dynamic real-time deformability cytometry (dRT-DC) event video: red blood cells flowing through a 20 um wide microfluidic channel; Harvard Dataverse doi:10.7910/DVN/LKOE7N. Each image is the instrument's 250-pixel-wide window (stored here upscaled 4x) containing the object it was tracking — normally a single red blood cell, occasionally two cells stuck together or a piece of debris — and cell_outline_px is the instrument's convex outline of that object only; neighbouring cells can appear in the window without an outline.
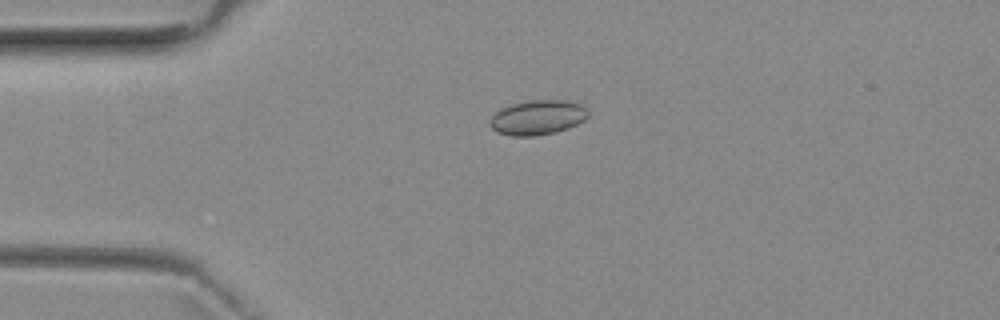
{"species": "common noctule bat (a hibernating species)", "species_latin": "Nyctalus noctula", "temperature_condition": "room temperature", "stored_images_in_passage": 5, "camera_frame_rate_fps": 3000, "um_per_image_px": 0.085, "animal": {"sex": "female", "body_mass_g": 29.2, "forearm_length_mm": 56.3}, "frame": {"image": 1, "passage_image": 1, "time_ms": 0.0, "image_size_px": [1000, 320], "cell_outline_px": [[588, 116], [584, 120], [568, 128], [556, 132], [536, 136], [512, 136], [496, 132], [488, 124], [488, 120], [500, 108], [512, 104], [532, 100], [568, 100], [580, 104], [588, 108]], "centroid_in_image_um": [45.68, 9.99], "position_along_channel_um": 39.3, "area_um2": 20.06}}
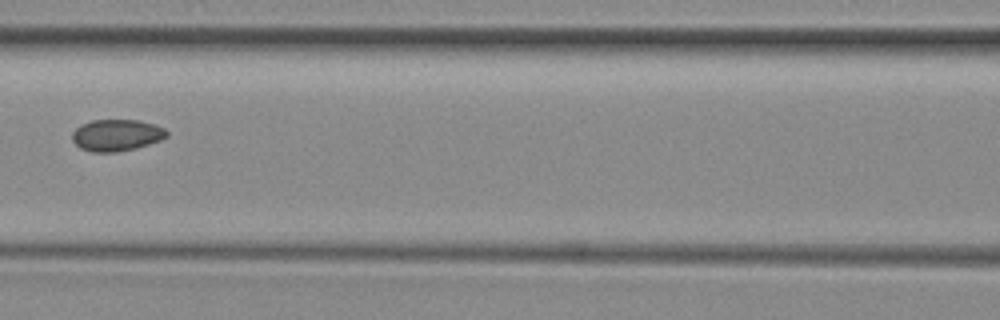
{"frame": {"image": 2, "passage_image": 4, "time_ms": 3.667, "image_size_px": [1000, 320], "cell_outline_px": [[168, 136], [160, 140], [136, 148], [116, 152], [92, 152], [80, 148], [72, 140], [72, 132], [80, 124], [92, 120], [140, 120], [164, 128], [168, 132]], "centroid_in_image_um": [9.89, 11.49], "position_along_channel_um": 156.7, "area_um2": 17.46}}
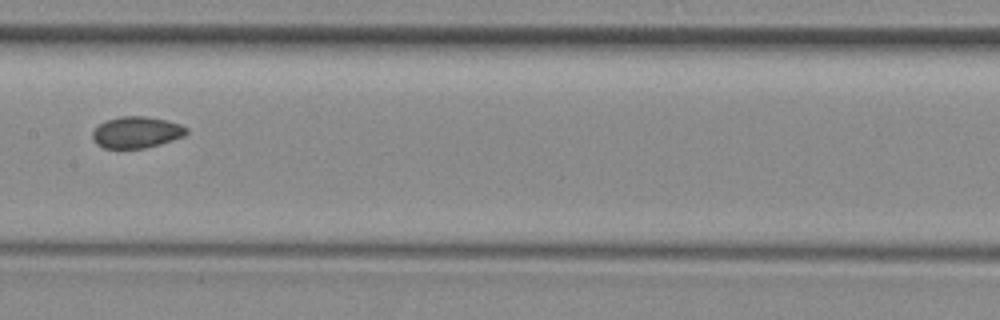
{"frame": {"image": 3, "passage_image": 5, "time_ms": 4.667, "image_size_px": [1000, 320], "cell_outline_px": [[188, 132], [184, 136], [160, 144], [144, 148], [104, 148], [96, 144], [92, 140], [92, 132], [100, 124], [108, 120], [120, 116], [144, 116], [164, 120], [180, 124], [188, 128]], "centroid_in_image_um": [11.59, 11.25], "position_along_channel_um": 195.8, "area_um2": 17.11}}